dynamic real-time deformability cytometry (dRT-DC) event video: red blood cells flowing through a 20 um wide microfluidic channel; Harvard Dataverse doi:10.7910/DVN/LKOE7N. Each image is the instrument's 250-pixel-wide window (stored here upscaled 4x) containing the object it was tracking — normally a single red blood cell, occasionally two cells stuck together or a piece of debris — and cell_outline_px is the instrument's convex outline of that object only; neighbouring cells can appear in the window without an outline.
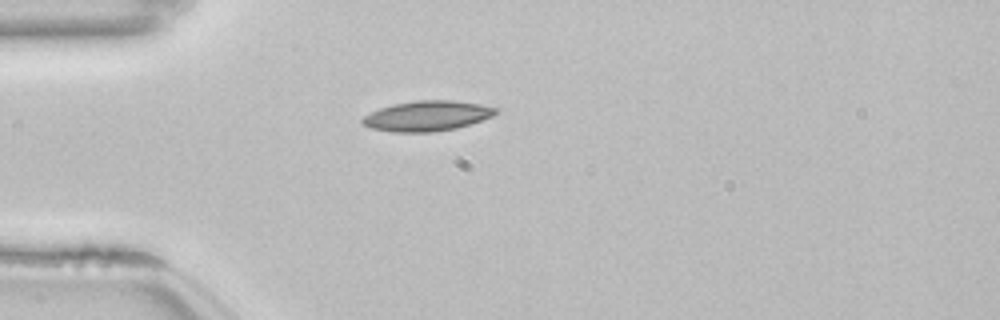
{"species": "common noctule bat (a hibernating species)", "species_latin": "Nyctalus noctula", "temperature_condition": "room temperature", "stored_images_in_passage": 40, "camera_frame_rate_fps": 3000, "um_per_image_px": 0.085, "animal": {"sex": "female", "body_mass_g": 22.7, "forearm_length_mm": 54.2}, "frame": {"image": 1, "passage_image": 1, "time_ms": 0.0, "image_size_px": [1000, 320], "cell_outline_px": [[496, 112], [492, 116], [456, 128], [432, 132], [392, 132], [372, 128], [364, 124], [360, 120], [364, 116], [380, 108], [392, 104], [420, 100], [452, 100], [480, 104], [496, 108]], "centroid_in_image_um": [36.27, 9.85], "position_along_channel_um": 48.7, "area_um2": 23.12}}
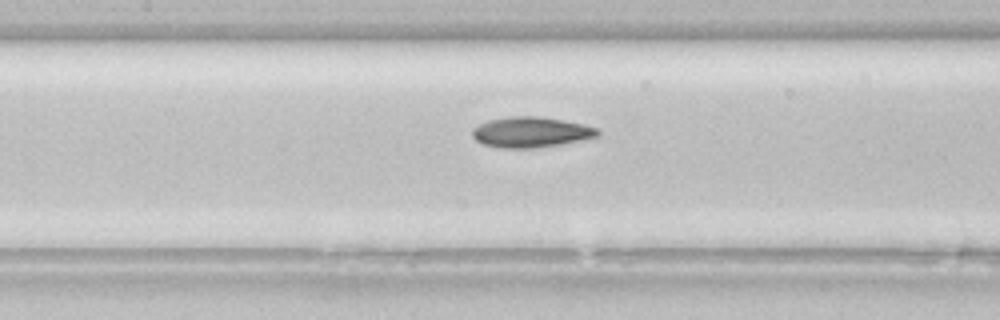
{"frame": {"image": 2, "passage_image": 11, "time_ms": 3.333, "image_size_px": [1000, 320], "cell_outline_px": [[600, 136], [560, 144], [532, 148], [500, 148], [484, 144], [476, 140], [472, 136], [472, 128], [488, 120], [512, 116], [536, 116], [584, 124], [596, 128], [600, 132]], "centroid_in_image_um": [45.11, 11.23], "position_along_channel_um": 162.3, "area_um2": 22.08}}
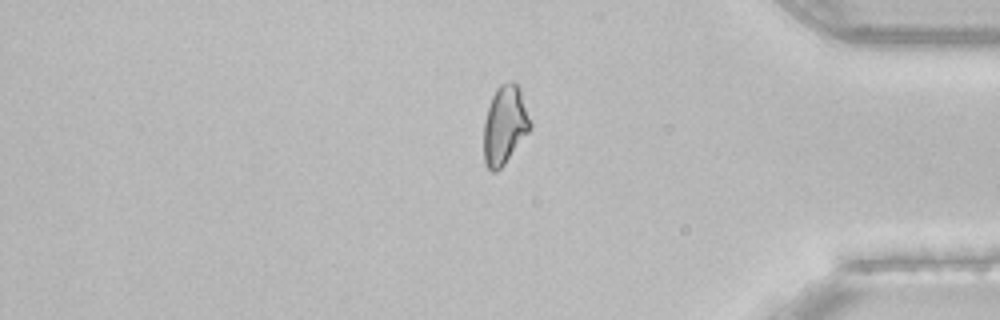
{"frame": {"image": 3, "passage_image": 31, "time_ms": 10.0, "image_size_px": [1000, 320], "cell_outline_px": [[532, 128], [504, 164], [496, 172], [492, 172], [484, 164], [484, 120], [492, 96], [496, 88], [500, 84], [512, 80], [520, 88], [532, 124]], "centroid_in_image_um": [42.91, 10.62], "position_along_channel_um": 392.3, "area_um2": 21.39}, "authors_computed_cell_mechanics": {"area_um2": 21.5016, "velocity_mm_per_s": 3.8414, "shape_relaxation_time_tau1_ms": 10.1993, "shape_relaxation_time_tau2_ms": 3.9502, "deformation_change_tau1": 0.1892, "deformation_change_tau2": 0.0957}}